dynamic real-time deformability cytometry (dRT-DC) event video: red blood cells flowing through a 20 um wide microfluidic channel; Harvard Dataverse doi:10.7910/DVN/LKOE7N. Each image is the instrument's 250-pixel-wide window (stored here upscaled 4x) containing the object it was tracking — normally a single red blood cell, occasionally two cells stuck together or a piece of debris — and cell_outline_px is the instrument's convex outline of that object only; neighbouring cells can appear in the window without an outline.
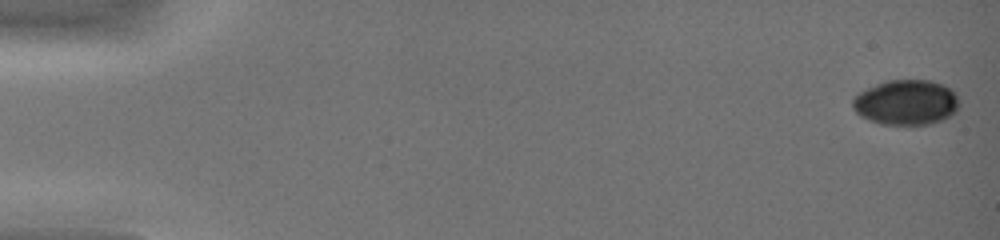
{"species": "common noctule bat (a hibernating species)", "species_latin": "Nyctalus noctula", "temperature_condition": "warm", "stored_images_in_passage": 45, "camera_frame_rate_fps": 3000, "um_per_image_px": 0.085, "animal": {"sex": "female", "body_mass_g": 19.0, "forearm_length_mm": 51.5}, "frame": {"image": 1, "passage_image": 2, "time_ms": 0.333, "image_size_px": [1000, 240], "cell_outline_px": [[960, 104], [956, 112], [940, 120], [928, 124], [880, 124], [868, 120], [860, 116], [852, 108], [852, 100], [860, 92], [876, 84], [888, 80], [928, 80], [944, 84], [956, 92]], "centroid_in_image_um": [77.03, 8.7], "position_along_channel_um": 8.0, "area_um2": 28.09}}
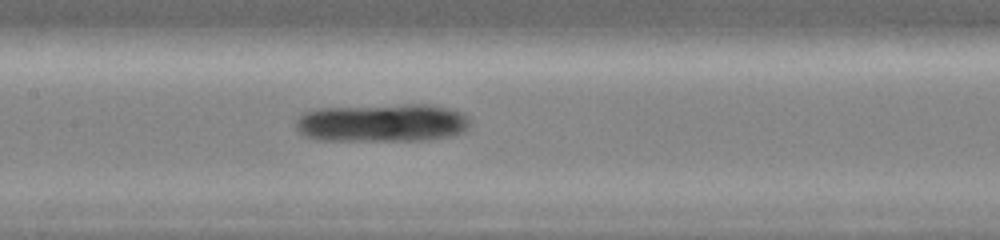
{"frame": {"image": 2, "passage_image": 25, "time_ms": 8.0, "image_size_px": [1000, 240], "cell_outline_px": [[472, 120], [468, 128], [464, 132], [452, 136], [428, 140], [316, 140], [304, 136], [296, 128], [296, 120], [304, 112], [320, 108], [404, 104], [432, 104], [448, 108], [460, 112], [468, 116]], "centroid_in_image_um": [32.53, 10.44], "position_along_channel_um": 174.9, "area_um2": 39.19}}
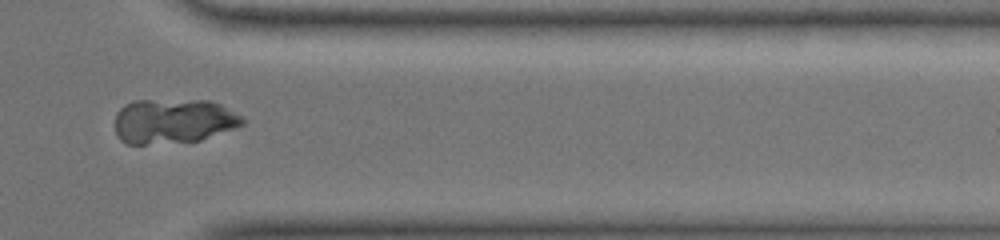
{"frame": {"image": 3, "passage_image": 40, "time_ms": 13.0, "image_size_px": [1000, 240], "cell_outline_px": [[244, 124], [236, 128], [200, 140], [144, 144], [124, 144], [116, 136], [116, 112], [124, 104], [132, 100], [212, 100], [244, 116]], "centroid_in_image_um": [14.74, 10.28], "position_along_channel_um": 396.7, "area_um2": 33.58}}